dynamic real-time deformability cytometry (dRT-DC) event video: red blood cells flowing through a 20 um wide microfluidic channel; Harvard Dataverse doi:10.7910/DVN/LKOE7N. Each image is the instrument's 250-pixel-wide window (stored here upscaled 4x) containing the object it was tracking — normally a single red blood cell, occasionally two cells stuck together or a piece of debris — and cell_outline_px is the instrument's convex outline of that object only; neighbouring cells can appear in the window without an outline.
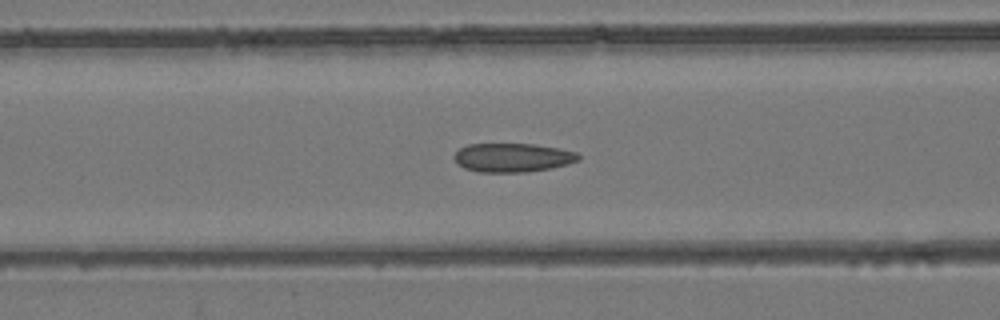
{"species": "common noctule bat (a hibernating species)", "species_latin": "Nyctalus noctula", "temperature_condition": "room temperature", "stored_images_in_passage": 38, "camera_frame_rate_fps": 3000, "um_per_image_px": 0.085, "animal": {"sex": "female", "body_mass_g": 24.6, "forearm_length_mm": 56.2}, "frame": {"image": 1, "passage_image": 9, "time_ms": 2.667, "image_size_px": [1000, 320], "cell_outline_px": [[580, 160], [568, 164], [552, 168], [528, 172], [480, 172], [464, 168], [456, 164], [452, 156], [460, 148], [468, 144], [536, 144], [560, 148], [576, 152], [580, 156]], "centroid_in_image_um": [43.57, 13.4], "position_along_channel_um": 123.0, "area_um2": 21.15}}
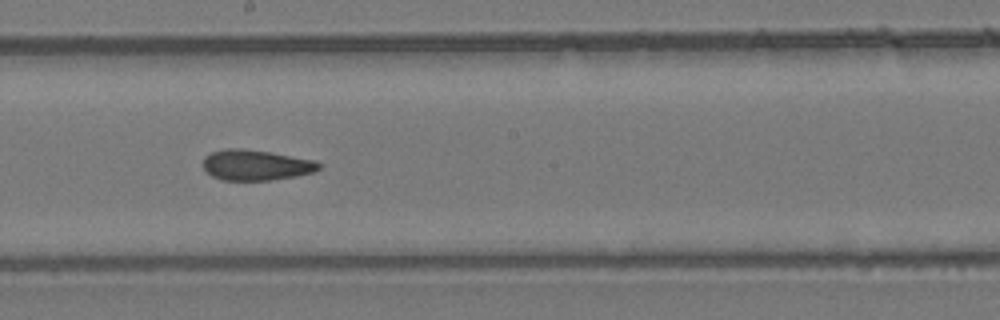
{"frame": {"image": 2, "passage_image": 17, "time_ms": 5.333, "image_size_px": [1000, 320], "cell_outline_px": [[324, 164], [320, 168], [312, 172], [296, 176], [272, 180], [220, 180], [212, 176], [204, 168], [204, 156], [212, 152], [224, 148], [244, 148], [316, 160]], "centroid_in_image_um": [21.77, 14.02], "position_along_channel_um": 226.4, "area_um2": 20.69}}
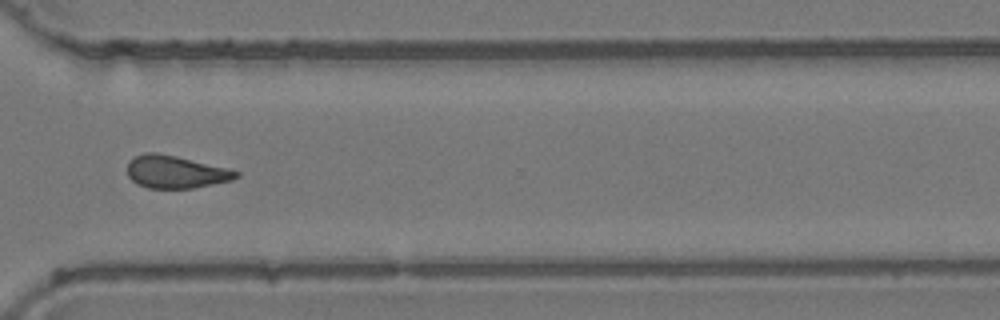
{"frame": {"image": 3, "passage_image": 27, "time_ms": 8.667, "image_size_px": [1000, 320], "cell_outline_px": [[240, 176], [232, 180], [192, 188], [148, 188], [136, 184], [128, 176], [128, 160], [144, 152], [156, 152], [176, 156], [228, 168], [240, 172]], "centroid_in_image_um": [14.92, 14.61], "position_along_channel_um": 355.7, "area_um2": 20.69}, "authors_computed_cell_mechanics": {"area_um2": 20.7502, "velocity_mm_per_s": 3.8862, "shape_relaxation_time_tau1_ms": null, "shape_relaxation_time_tau2_ms": 3.0608, "deformation_change_tau1": null, "deformation_change_tau2": 0.0968}}